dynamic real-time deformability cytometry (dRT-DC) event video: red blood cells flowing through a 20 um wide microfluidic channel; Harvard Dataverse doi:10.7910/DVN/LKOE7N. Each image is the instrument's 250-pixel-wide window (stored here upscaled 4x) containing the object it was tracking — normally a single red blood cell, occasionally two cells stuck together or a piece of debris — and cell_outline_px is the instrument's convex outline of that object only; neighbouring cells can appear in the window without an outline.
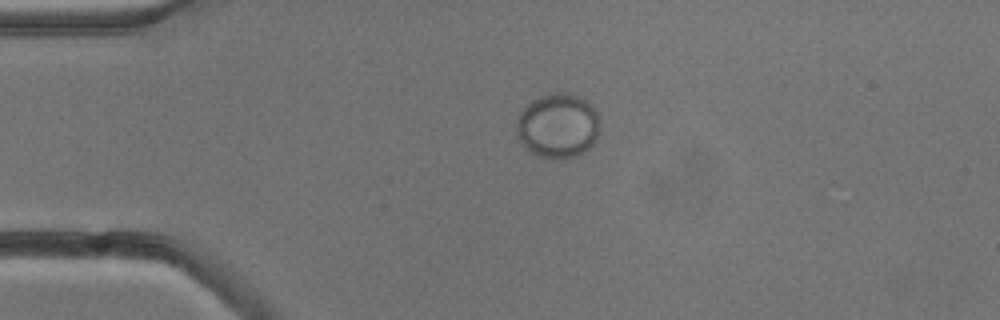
{"species": "common noctule bat (a hibernating species)", "species_latin": "Nyctalus noctula", "temperature_condition": "cold", "stored_images_in_passage": 3, "camera_frame_rate_fps": 3000, "um_per_image_px": 0.085, "animal": {"sex": "male", "body_mass_g": 13.3}, "frame": {"image": 1, "passage_image": 3, "time_ms": 2.333, "image_size_px": [1000, 320], "cell_outline_px": [[596, 140], [588, 148], [572, 156], [552, 160], [540, 156], [532, 152], [520, 144], [516, 132], [516, 120], [520, 112], [532, 100], [540, 96], [556, 92], [568, 92], [580, 96], [592, 104], [596, 108]], "centroid_in_image_um": [47.37, 10.66], "position_along_channel_um": 37.6, "area_um2": 31.21}}